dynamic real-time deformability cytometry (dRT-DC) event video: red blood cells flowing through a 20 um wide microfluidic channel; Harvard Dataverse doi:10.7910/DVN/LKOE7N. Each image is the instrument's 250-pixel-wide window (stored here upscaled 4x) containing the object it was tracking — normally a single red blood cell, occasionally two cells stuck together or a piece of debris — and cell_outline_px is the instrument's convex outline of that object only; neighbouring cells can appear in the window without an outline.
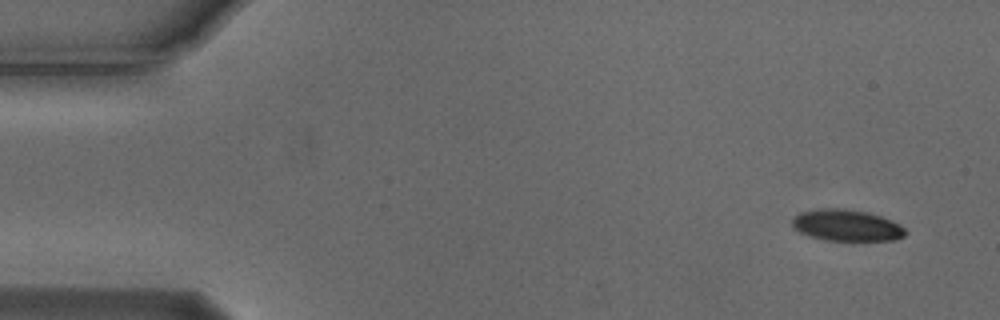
{"species": "Egyptian fruit bat (a non-hibernating species)", "species_latin": "Rousettus aegyptiacus", "temperature_condition": "cold", "stored_images_in_passage": 9, "camera_frame_rate_fps": 3000, "um_per_image_px": 0.085, "animal": {"sex": "male"}, "frame": {"image": 1, "passage_image": 1, "time_ms": 0.0, "image_size_px": [1000, 320], "cell_outline_px": [[908, 232], [904, 236], [896, 240], [852, 244], [824, 240], [808, 236], [792, 228], [792, 216], [800, 212], [824, 208], [844, 208], [868, 212], [892, 220], [900, 224]], "centroid_in_image_um": [71.99, 19.21], "position_along_channel_um": 13.0, "area_um2": 22.02}}